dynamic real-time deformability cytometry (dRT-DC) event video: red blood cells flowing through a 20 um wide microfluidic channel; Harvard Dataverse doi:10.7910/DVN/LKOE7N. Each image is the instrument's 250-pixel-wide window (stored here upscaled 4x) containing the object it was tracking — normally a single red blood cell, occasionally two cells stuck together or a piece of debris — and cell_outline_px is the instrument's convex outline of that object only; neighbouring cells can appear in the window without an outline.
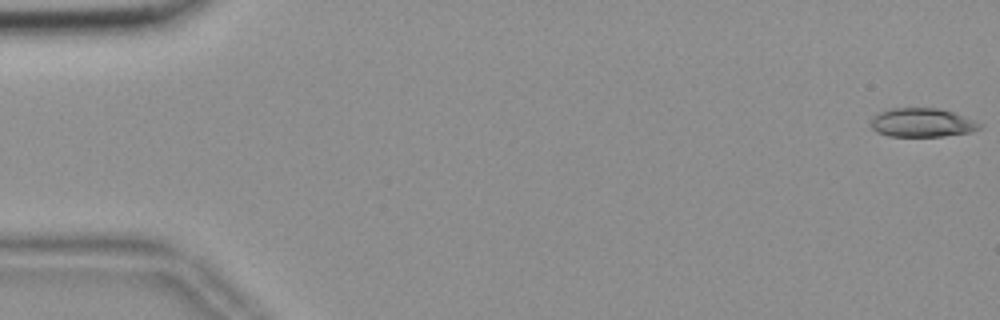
{"species": "common noctule bat (a hibernating species)", "species_latin": "Nyctalus noctula", "temperature_condition": "room temperature", "stored_images_in_passage": 57, "segment_of_instrument_passage": [1, 2], "camera_frame_rate_fps": 3000, "um_per_image_px": 0.085, "animal": {"sex": "female", "body_mass_g": 18.4}, "frame": {"image": 1, "passage_image": 1, "time_ms": 0.0, "image_size_px": [1000, 320], "cell_outline_px": [[984, 124], [980, 128], [972, 132], [944, 136], [888, 136], [876, 132], [872, 128], [872, 120], [880, 112], [892, 108], [936, 108], [952, 112], [964, 116]], "centroid_in_image_um": [78.42, 10.43], "position_along_channel_um": 6.6, "area_um2": 18.15}}
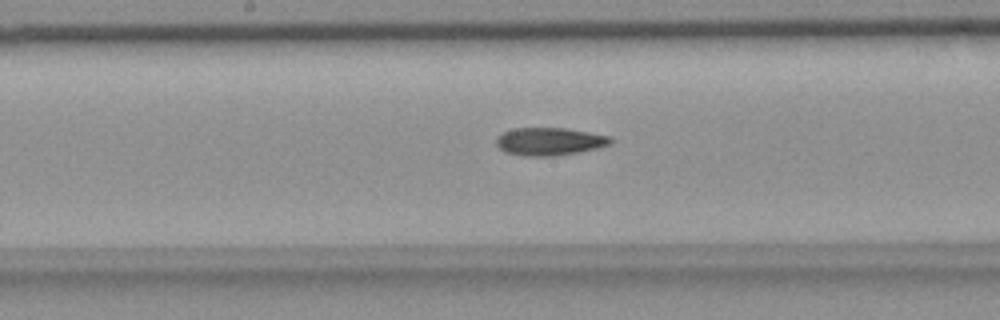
{"frame": {"image": 2, "passage_image": 29, "time_ms": 9.333, "image_size_px": [1000, 320], "cell_outline_px": [[616, 140], [612, 144], [580, 152], [556, 156], [524, 156], [504, 152], [496, 144], [496, 136], [504, 132], [516, 128], [564, 128], [612, 136]], "centroid_in_image_um": [46.75, 12.03], "position_along_channel_um": 201.5, "area_um2": 18.73}}
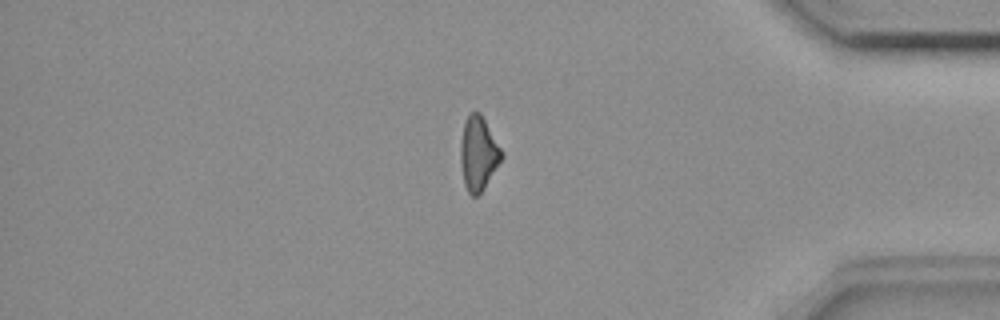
{"frame": {"image": 3, "passage_image": 47, "time_ms": 15.333, "image_size_px": [1000, 320], "cell_outline_px": [[504, 156], [484, 188], [476, 196], [472, 196], [468, 192], [464, 184], [460, 160], [460, 144], [464, 124], [468, 116], [472, 112], [480, 112], [504, 152]], "centroid_in_image_um": [40.67, 13.05], "position_along_channel_um": 394.5, "area_um2": 17.63}}